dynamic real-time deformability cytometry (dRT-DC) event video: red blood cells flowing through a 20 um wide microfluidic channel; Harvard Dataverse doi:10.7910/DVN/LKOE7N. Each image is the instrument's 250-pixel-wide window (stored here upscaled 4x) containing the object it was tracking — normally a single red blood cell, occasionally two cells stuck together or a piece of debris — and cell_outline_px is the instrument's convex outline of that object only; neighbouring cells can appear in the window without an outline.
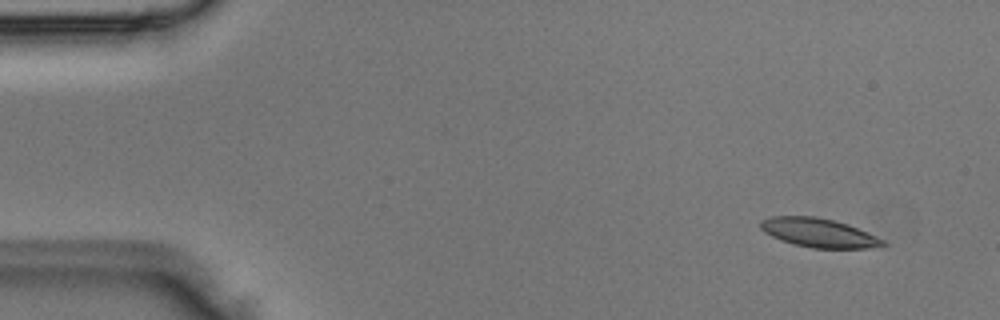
{"species": "Egyptian fruit bat (a non-hibernating species)", "species_latin": "Rousettus aegyptiacus", "temperature_condition": "room temperature", "stored_images_in_passage": 4, "camera_frame_rate_fps": 3000, "um_per_image_px": 0.085, "animal": {"sex": "male"}, "frame": {"image": 1, "passage_image": 1, "time_ms": 0.0, "image_size_px": [1000, 320], "cell_outline_px": [[888, 244], [868, 248], [812, 248], [792, 244], [780, 240], [764, 232], [760, 228], [760, 220], [772, 216], [816, 216], [848, 224], [868, 232], [884, 240]], "centroid_in_image_um": [69.57, 19.78], "position_along_channel_um": 15.4, "area_um2": 20.69}}